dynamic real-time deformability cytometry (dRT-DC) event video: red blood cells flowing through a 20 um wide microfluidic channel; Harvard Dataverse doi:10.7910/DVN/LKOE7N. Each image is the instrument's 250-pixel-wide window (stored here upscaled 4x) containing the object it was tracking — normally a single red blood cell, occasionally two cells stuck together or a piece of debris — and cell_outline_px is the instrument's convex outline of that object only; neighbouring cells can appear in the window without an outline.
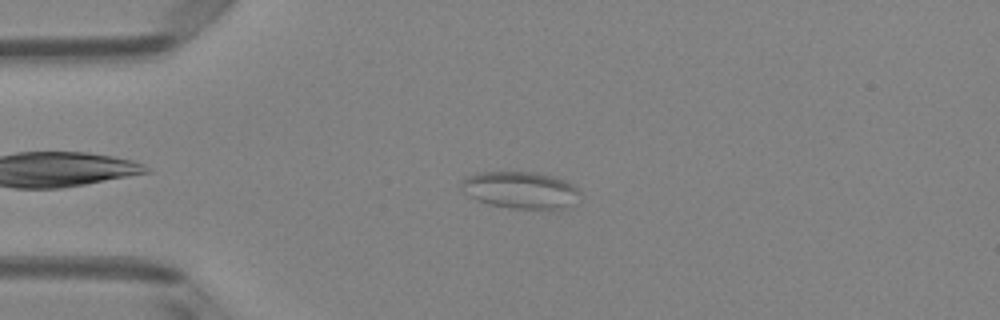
{"species": "Egyptian fruit bat (a non-hibernating species)", "species_latin": "Rousettus aegyptiacus", "temperature_condition": "room temperature", "stored_images_in_passage": 39, "camera_frame_rate_fps": 3000, "um_per_image_px": 0.085, "animal": {"sex": "female"}, "frame": {"image": 1, "passage_image": 7, "time_ms": 2.0, "image_size_px": [1000, 320], "cell_outline_px": [[580, 192], [560, 208], [512, 208], [488, 204], [476, 200], [468, 196], [460, 188], [460, 180], [464, 176], [476, 172], [536, 172], [552, 176], [564, 180], [572, 184]], "centroid_in_image_um": [44.06, 16.11], "position_along_channel_um": 40.9, "area_um2": 25.09}}
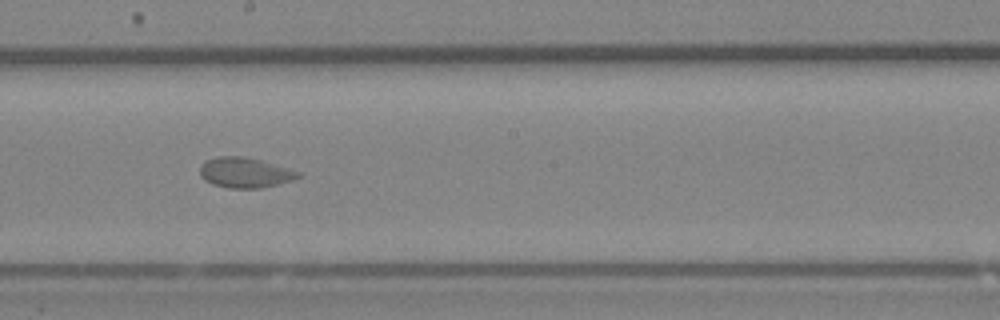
{"frame": {"image": 2, "passage_image": 23, "time_ms": 7.333, "image_size_px": [1000, 320], "cell_outline_px": [[304, 176], [280, 184], [260, 188], [228, 188], [212, 184], [204, 180], [200, 176], [200, 168], [208, 160], [220, 156], [244, 156], [260, 160], [288, 168], [300, 172]], "centroid_in_image_um": [20.86, 14.69], "position_along_channel_um": 227.3, "area_um2": 17.28}}
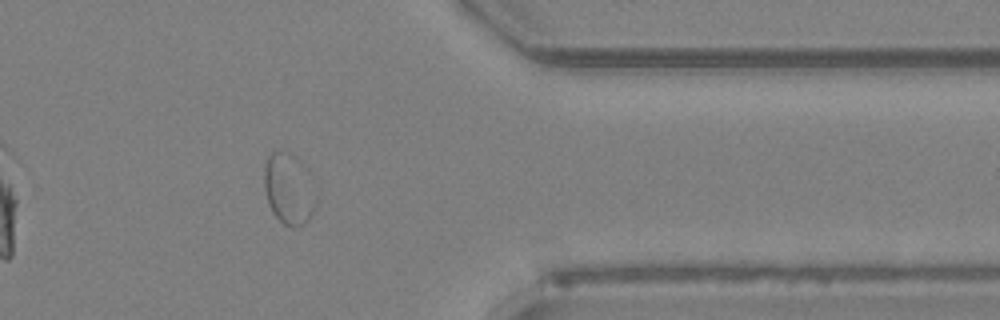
{"frame": {"image": 3, "passage_image": 36, "time_ms": 11.667, "image_size_px": [1000, 320], "cell_outline_px": [[316, 204], [308, 220], [304, 224], [292, 228], [284, 224], [272, 212], [268, 204], [264, 188], [264, 168], [268, 156], [272, 152], [288, 152], [296, 156], [312, 172], [316, 200]], "centroid_in_image_um": [24.58, 16.04], "position_along_channel_um": 386.8, "area_um2": 21.96}}